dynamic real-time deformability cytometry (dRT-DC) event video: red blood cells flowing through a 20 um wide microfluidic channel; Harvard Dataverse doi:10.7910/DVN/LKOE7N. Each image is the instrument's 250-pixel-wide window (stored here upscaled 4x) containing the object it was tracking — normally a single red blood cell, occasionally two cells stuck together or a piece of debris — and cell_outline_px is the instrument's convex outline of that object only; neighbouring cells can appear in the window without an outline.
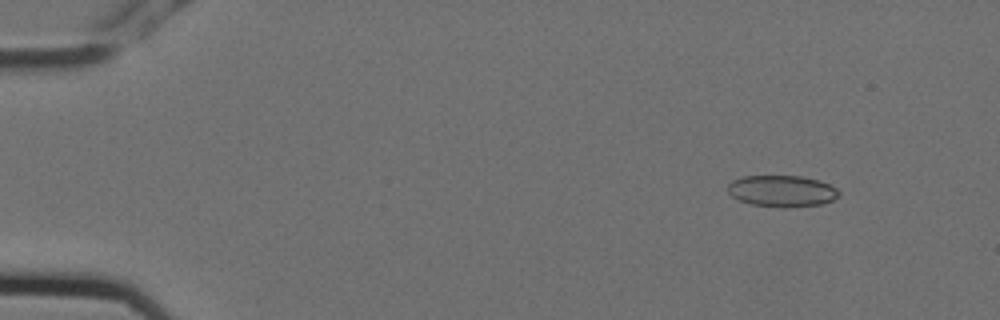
{"species": "Egyptian fruit bat (a non-hibernating species)", "species_latin": "Rousettus aegyptiacus", "temperature_condition": "cold", "stored_images_in_passage": 4, "camera_frame_rate_fps": 3000, "um_per_image_px": 0.085, "animal": {"sex": "female"}, "frame": {"image": 1, "passage_image": 1, "time_ms": 0.0, "image_size_px": [1000, 320], "cell_outline_px": [[840, 196], [832, 200], [820, 204], [784, 208], [752, 204], [740, 200], [732, 196], [728, 192], [728, 184], [732, 180], [740, 176], [800, 176], [816, 180], [828, 184], [836, 188], [840, 192]], "centroid_in_image_um": [66.45, 16.24], "position_along_channel_um": 18.6, "area_um2": 20.29}}
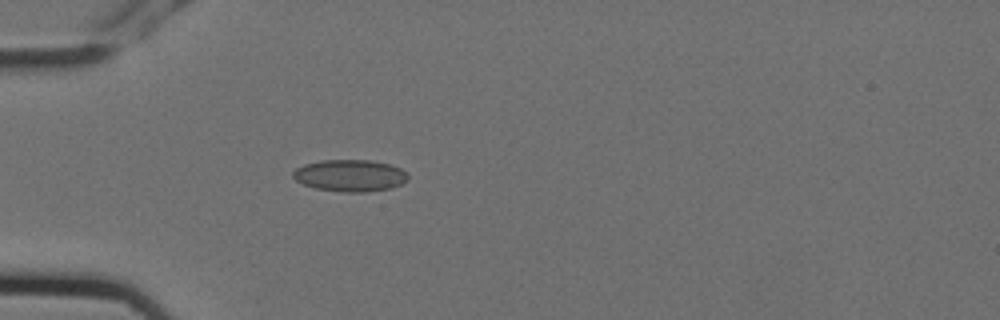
{"frame": {"image": 2, "passage_image": 4, "time_ms": 1.0, "image_size_px": [1000, 320], "cell_outline_px": [[408, 180], [392, 188], [364, 192], [344, 192], [316, 188], [304, 184], [296, 180], [292, 176], [292, 172], [296, 168], [304, 164], [320, 160], [372, 160], [388, 164], [400, 168], [408, 172]], "centroid_in_image_um": [29.76, 14.91], "position_along_channel_um": 55.2, "area_um2": 21.39}}